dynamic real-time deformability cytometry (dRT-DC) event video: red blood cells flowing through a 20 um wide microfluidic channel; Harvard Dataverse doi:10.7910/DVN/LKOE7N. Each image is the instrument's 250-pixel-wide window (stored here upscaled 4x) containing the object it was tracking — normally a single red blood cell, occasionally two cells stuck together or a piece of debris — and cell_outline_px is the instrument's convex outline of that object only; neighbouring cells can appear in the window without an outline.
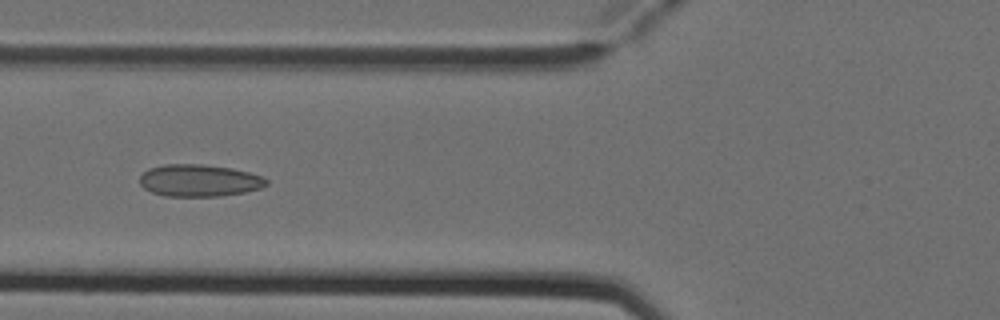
{"species": "Egyptian fruit bat (a non-hibernating species)", "species_latin": "Rousettus aegyptiacus", "temperature_condition": "cold", "stored_images_in_passage": 6, "camera_frame_rate_fps": 3000, "um_per_image_px": 0.085, "animal": {"sex": "female"}, "frame": {"image": 1, "passage_image": 6, "time_ms": 1.667, "image_size_px": [1000, 320], "cell_outline_px": [[268, 184], [260, 188], [244, 192], [220, 196], [164, 196], [152, 192], [144, 188], [140, 184], [140, 176], [148, 168], [164, 164], [200, 164], [232, 168], [264, 176], [268, 180]], "centroid_in_image_um": [16.93, 15.34], "position_along_channel_um": 108.9, "area_um2": 23.76}}